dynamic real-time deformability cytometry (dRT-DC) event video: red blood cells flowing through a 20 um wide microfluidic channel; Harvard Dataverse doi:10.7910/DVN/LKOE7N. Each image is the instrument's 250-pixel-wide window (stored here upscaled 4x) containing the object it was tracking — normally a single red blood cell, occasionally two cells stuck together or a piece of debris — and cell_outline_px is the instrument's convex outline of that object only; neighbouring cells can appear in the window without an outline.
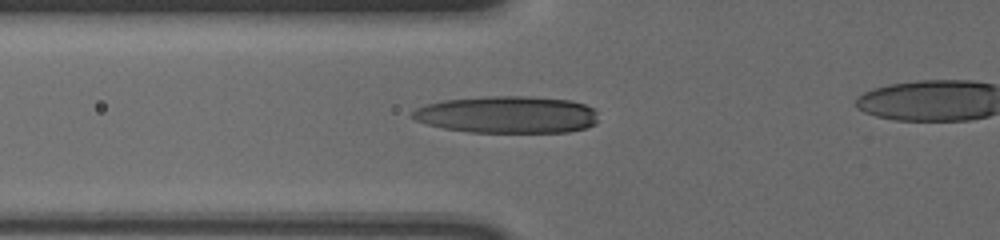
{"species": "human", "species_latin": "Homo sapiens", "temperature_condition": "cold", "stored_images_in_passage": 32, "camera_frame_rate_fps": 3000, "um_per_image_px": 0.085, "donor": {"sex": "male"}, "frame": {"image": 1, "passage_image": 2, "time_ms": 0.333, "image_size_px": [1000, 240], "cell_outline_px": [[596, 124], [588, 128], [568, 132], [468, 132], [444, 128], [428, 124], [416, 120], [408, 116], [416, 108], [428, 104], [444, 100], [484, 96], [524, 96], [572, 100], [584, 104], [592, 108], [596, 112]], "centroid_in_image_um": [43.12, 9.74], "position_along_channel_um": 82.7, "area_um2": 40.29}}
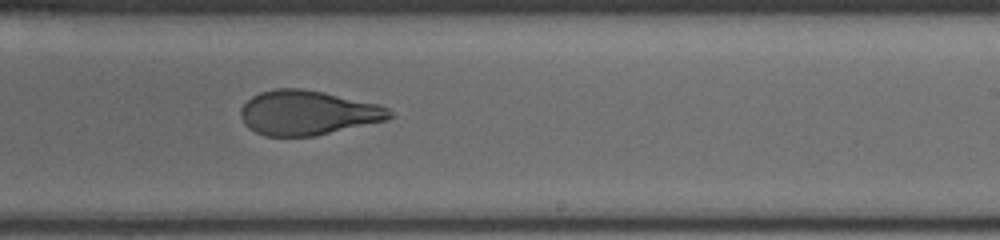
{"frame": {"image": 2, "passage_image": 17, "time_ms": 5.333, "image_size_px": [1000, 240], "cell_outline_px": [[396, 116], [384, 120], [316, 136], [264, 136], [248, 128], [244, 124], [240, 116], [240, 108], [252, 96], [260, 92], [276, 88], [300, 88], [324, 92], [380, 104], [388, 108]], "centroid_in_image_um": [26.14, 9.58], "position_along_channel_um": 262.9, "area_um2": 38.78}}
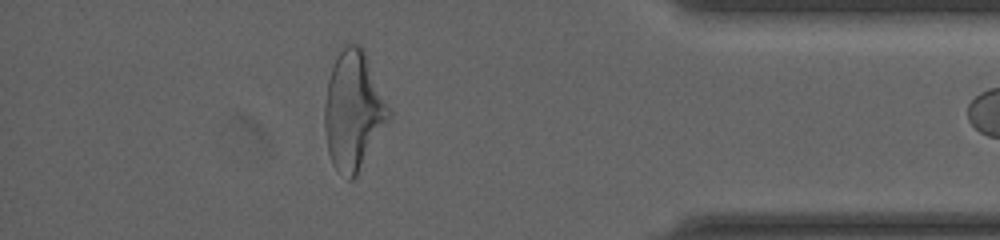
{"frame": {"image": 3, "passage_image": 31, "time_ms": 10.0, "image_size_px": [1000, 240], "cell_outline_px": [[392, 116], [356, 176], [352, 180], [348, 180], [332, 164], [328, 152], [324, 128], [324, 104], [328, 80], [332, 68], [340, 52], [348, 44], [356, 44], [364, 48], [392, 112]], "centroid_in_image_um": [30.05, 9.42], "position_along_channel_um": 405.1, "area_um2": 44.39}}